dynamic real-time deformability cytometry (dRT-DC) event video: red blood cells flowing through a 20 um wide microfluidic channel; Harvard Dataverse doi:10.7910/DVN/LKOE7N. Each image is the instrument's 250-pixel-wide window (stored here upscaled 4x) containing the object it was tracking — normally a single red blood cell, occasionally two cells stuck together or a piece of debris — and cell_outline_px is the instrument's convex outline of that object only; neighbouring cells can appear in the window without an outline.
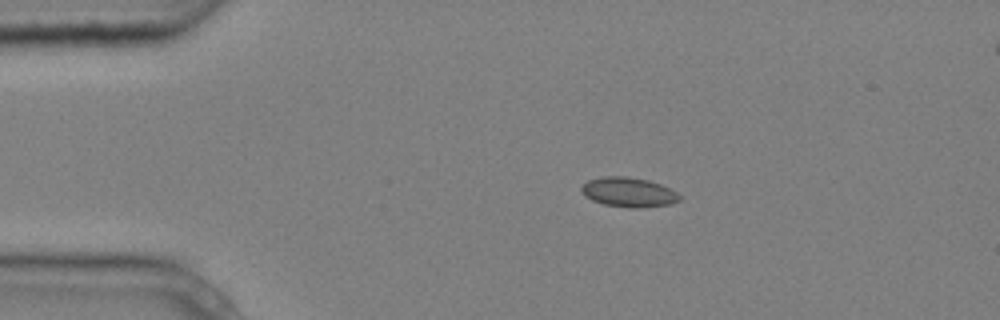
{"species": "common noctule bat (a hibernating species)", "species_latin": "Nyctalus noctula", "temperature_condition": "cold", "stored_images_in_passage": 8, "camera_frame_rate_fps": 3000, "um_per_image_px": 0.085, "animal": {"sex": "male", "body_mass_g": 20.4}, "frame": {"image": 1, "passage_image": 3, "time_ms": 0.667, "image_size_px": [1000, 320], "cell_outline_px": [[680, 200], [668, 204], [640, 208], [628, 208], [604, 204], [592, 200], [584, 196], [580, 188], [588, 180], [604, 176], [624, 176], [648, 180], [660, 184], [676, 192], [680, 196]], "centroid_in_image_um": [53.4, 16.34], "position_along_channel_um": 31.6, "area_um2": 16.82}}
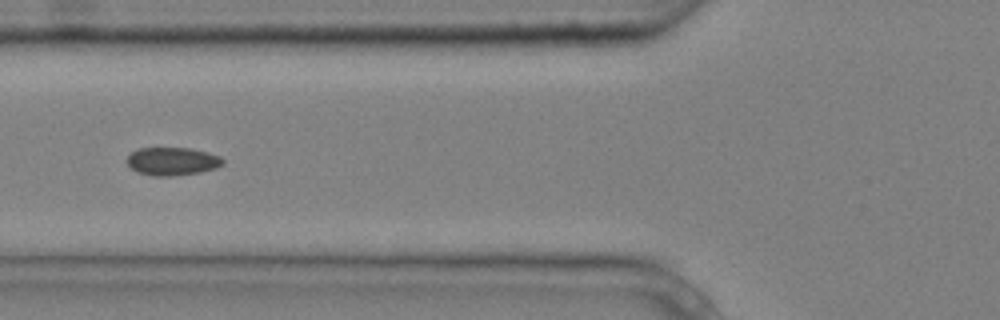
{"frame": {"image": 2, "passage_image": 6, "time_ms": 1.667, "image_size_px": [1000, 320], "cell_outline_px": [[224, 164], [216, 168], [200, 172], [172, 176], [152, 176], [136, 172], [128, 164], [128, 156], [132, 152], [140, 148], [192, 148], [208, 152], [220, 156], [224, 160]], "centroid_in_image_um": [14.68, 13.71], "position_along_channel_um": 111.1, "area_um2": 15.72}}